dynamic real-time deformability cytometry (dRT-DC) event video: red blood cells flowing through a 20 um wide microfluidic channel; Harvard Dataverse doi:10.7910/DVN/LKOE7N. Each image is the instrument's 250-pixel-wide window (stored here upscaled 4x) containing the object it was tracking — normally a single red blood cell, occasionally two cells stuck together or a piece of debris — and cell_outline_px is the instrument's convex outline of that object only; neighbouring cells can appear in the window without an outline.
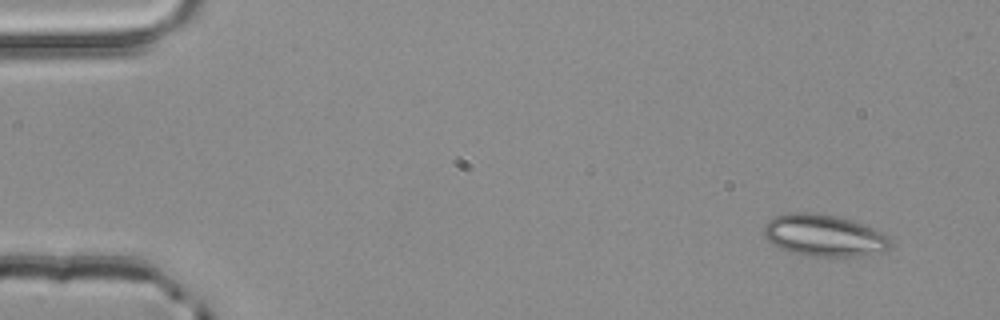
{"species": "common noctule bat (a hibernating species)", "species_latin": "Nyctalus noctula", "temperature_condition": "room temperature", "stored_images_in_passage": 3, "camera_frame_rate_fps": 3000, "um_per_image_px": 0.085, "animal": {"sex": "male", "body_mass_g": 20.4}, "frame": {"image": 1, "passage_image": 1, "time_ms": 0.0, "image_size_px": [1000, 320], "cell_outline_px": [[892, 244], [884, 252], [864, 256], [808, 256], [792, 252], [780, 248], [772, 244], [764, 236], [764, 224], [768, 220], [776, 216], [788, 212], [808, 212], [836, 216], [852, 220], [884, 232], [892, 240]], "centroid_in_image_um": [70.07, 20.02], "position_along_channel_um": 14.9, "area_um2": 31.15}}